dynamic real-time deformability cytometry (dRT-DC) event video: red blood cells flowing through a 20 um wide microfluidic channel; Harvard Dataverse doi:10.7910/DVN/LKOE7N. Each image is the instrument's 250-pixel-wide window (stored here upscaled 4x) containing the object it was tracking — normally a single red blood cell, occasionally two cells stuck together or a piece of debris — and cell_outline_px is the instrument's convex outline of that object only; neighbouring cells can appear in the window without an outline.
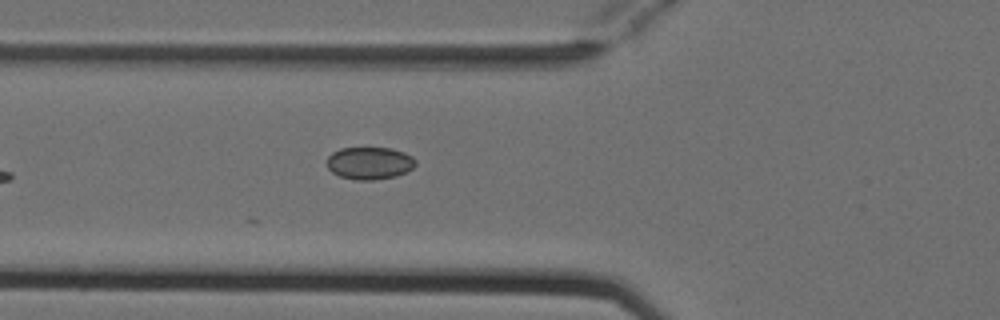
{"species": "Egyptian fruit bat (a non-hibernating species)", "species_latin": "Rousettus aegyptiacus", "temperature_condition": "cold", "stored_images_in_passage": 5, "camera_frame_rate_fps": 3000, "um_per_image_px": 0.085, "animal": {"sex": "female"}, "frame": {"image": 1, "passage_image": 5, "time_ms": 1.333, "image_size_px": [1000, 320], "cell_outline_px": [[416, 164], [412, 168], [396, 176], [372, 180], [356, 180], [340, 176], [332, 172], [328, 168], [328, 156], [332, 152], [340, 148], [392, 148], [404, 152], [412, 156], [416, 160]], "centroid_in_image_um": [31.41, 13.86], "position_along_channel_um": 94.4, "area_um2": 16.7}}